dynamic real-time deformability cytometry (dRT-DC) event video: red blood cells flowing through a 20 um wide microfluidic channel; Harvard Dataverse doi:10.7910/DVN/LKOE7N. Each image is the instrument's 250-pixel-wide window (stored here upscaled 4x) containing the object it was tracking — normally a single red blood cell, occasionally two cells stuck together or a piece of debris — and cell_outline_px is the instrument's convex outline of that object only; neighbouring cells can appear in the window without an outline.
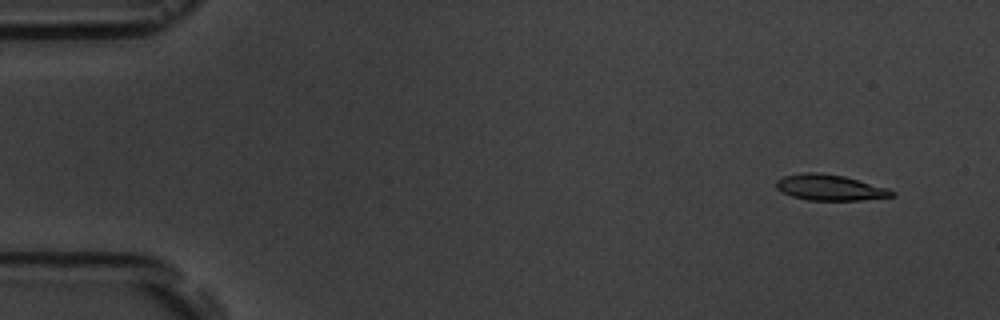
{"species": "common noctule bat (a hibernating species)", "species_latin": "Nyctalus noctula", "temperature_condition": "room temperature", "stored_images_in_passage": 17, "camera_frame_rate_fps": 3000, "um_per_image_px": 0.085, "animal": {"sex": "male", "body_mass_g": 19.5, "forearm_length_mm": 54.6}, "frame": {"image": 1, "passage_image": 2, "time_ms": 1.0, "image_size_px": [1000, 320], "cell_outline_px": [[896, 196], [860, 200], [808, 200], [792, 196], [780, 192], [776, 188], [776, 180], [784, 176], [804, 172], [816, 172], [844, 176], [888, 188], [896, 192]], "centroid_in_image_um": [70.54, 15.94], "position_along_channel_um": 14.5, "area_um2": 17.46}}
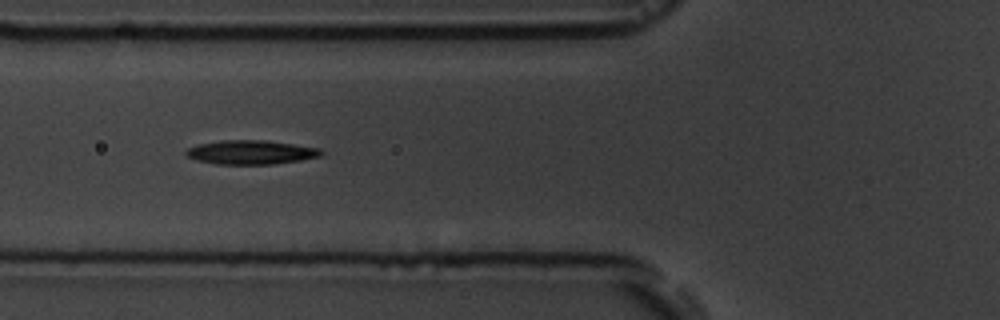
{"frame": {"image": 2, "passage_image": 7, "time_ms": 6.667, "image_size_px": [1000, 320], "cell_outline_px": [[324, 152], [320, 156], [300, 160], [272, 164], [216, 164], [200, 160], [188, 156], [184, 152], [188, 148], [200, 144], [220, 140], [264, 140], [320, 148]], "centroid_in_image_um": [21.35, 12.94], "position_along_channel_um": 104.5, "area_um2": 18.67}}
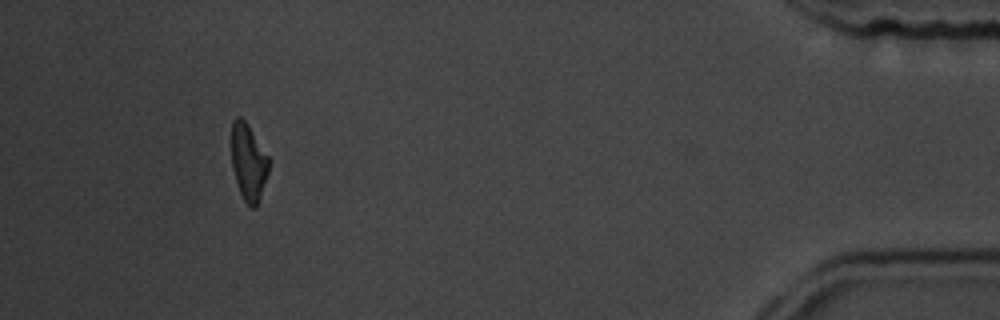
{"frame": {"image": 3, "passage_image": 16, "time_ms": 17.0, "image_size_px": [1000, 320], "cell_outline_px": [[268, 172], [256, 208], [252, 208], [244, 200], [240, 192], [232, 168], [232, 120], [236, 116], [240, 116], [248, 124], [268, 156]], "centroid_in_image_um": [21.1, 13.75], "position_along_channel_um": 414.1, "area_um2": 16.42}, "authors_computed_cell_mechanics": {"area_um2": 17.7446, "velocity_mm_per_s": 3.6348, "shape_relaxation_time_tau1_ms": 3.0436, "shape_relaxation_time_tau2_ms": null, "deformation_change_tau1": 0.1109, "deformation_change_tau2": null}}